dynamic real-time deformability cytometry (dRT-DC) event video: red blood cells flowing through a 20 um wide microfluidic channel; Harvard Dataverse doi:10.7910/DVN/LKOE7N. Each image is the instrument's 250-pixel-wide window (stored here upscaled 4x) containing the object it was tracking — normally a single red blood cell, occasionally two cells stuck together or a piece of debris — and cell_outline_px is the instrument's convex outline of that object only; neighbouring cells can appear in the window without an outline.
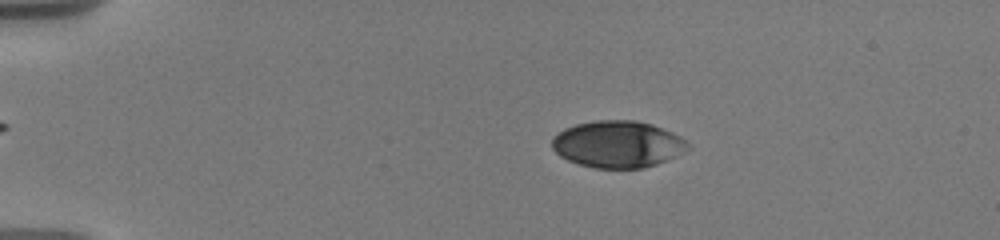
{"species": "human", "species_latin": "Homo sapiens", "temperature_condition": "warm", "stored_images_in_passage": 11, "camera_frame_rate_fps": 3000, "um_per_image_px": 0.085, "donor": {"sex": "male"}, "frame": {"image": 1, "passage_image": 5, "time_ms": 3.0, "image_size_px": [1000, 240], "cell_outline_px": [[688, 148], [676, 156], [656, 164], [644, 168], [592, 168], [568, 160], [560, 156], [552, 148], [552, 136], [564, 128], [576, 124], [596, 120], [636, 120], [652, 124], [672, 132], [680, 136], [688, 144]], "centroid_in_image_um": [52.47, 12.25], "position_along_channel_um": 32.5, "area_um2": 37.05}}
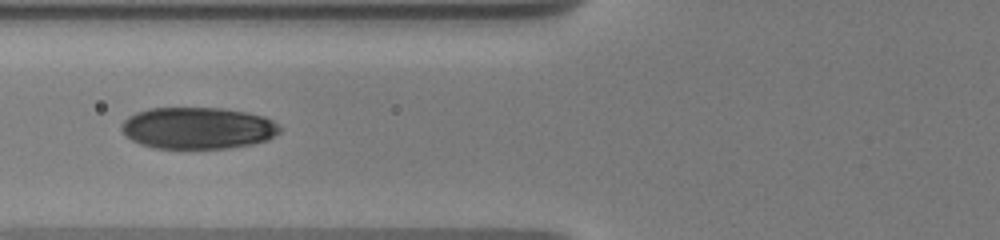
{"frame": {"image": 2, "passage_image": 10, "time_ms": 7.0, "image_size_px": [1000, 240], "cell_outline_px": [[280, 132], [268, 140], [252, 144], [228, 148], [152, 148], [140, 144], [124, 136], [120, 128], [120, 124], [128, 116], [136, 112], [148, 108], [220, 108], [248, 112], [264, 116], [280, 124]], "centroid_in_image_um": [16.79, 10.88], "position_along_channel_um": 109.0, "area_um2": 38.9}}